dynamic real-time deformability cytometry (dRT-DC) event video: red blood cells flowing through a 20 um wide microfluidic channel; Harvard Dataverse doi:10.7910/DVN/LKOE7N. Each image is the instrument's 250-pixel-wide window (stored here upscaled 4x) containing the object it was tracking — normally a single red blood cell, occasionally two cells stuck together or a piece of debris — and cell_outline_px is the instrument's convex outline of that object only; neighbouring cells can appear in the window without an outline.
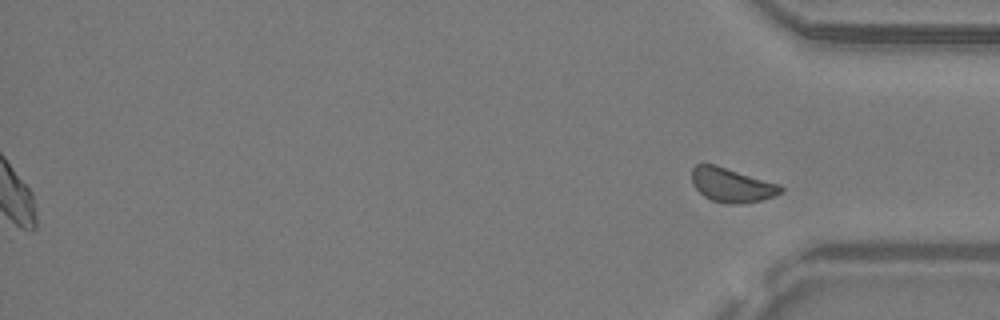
{"species": "common noctule bat (a hibernating species)", "species_latin": "Nyctalus noctula", "temperature_condition": "warm", "stored_images_in_passage": 32, "segment_of_instrument_passage": [2, 2], "camera_frame_rate_fps": 3000, "um_per_image_px": 0.085, "animal": {"sex": "male", "body_mass_g": 19.2, "forearm_length_mm": 51.8}, "frame": {"image": 1, "passage_image": 32, "time_ms": 10.333, "image_size_px": [1000, 320], "cell_outline_px": [[784, 192], [760, 200], [744, 204], [724, 204], [712, 200], [704, 196], [692, 184], [692, 168], [696, 164], [716, 164], [780, 184], [784, 188]], "centroid_in_image_um": [62.2, 15.73], "position_along_channel_um": 373.0, "area_um2": 17.92}}